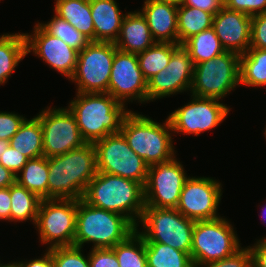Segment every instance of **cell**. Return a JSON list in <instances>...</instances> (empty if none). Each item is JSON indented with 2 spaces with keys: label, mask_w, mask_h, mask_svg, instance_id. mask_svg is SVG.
Masks as SVG:
<instances>
[{
  "label": "cell",
  "mask_w": 266,
  "mask_h": 267,
  "mask_svg": "<svg viewBox=\"0 0 266 267\" xmlns=\"http://www.w3.org/2000/svg\"><path fill=\"white\" fill-rule=\"evenodd\" d=\"M48 168V199H82L98 172L94 144L48 157Z\"/></svg>",
  "instance_id": "6da1fadb"
},
{
  "label": "cell",
  "mask_w": 266,
  "mask_h": 267,
  "mask_svg": "<svg viewBox=\"0 0 266 267\" xmlns=\"http://www.w3.org/2000/svg\"><path fill=\"white\" fill-rule=\"evenodd\" d=\"M109 93H76L68 104L86 143L120 133L124 118L131 112ZM128 109V110H127Z\"/></svg>",
  "instance_id": "7a4b0ae2"
},
{
  "label": "cell",
  "mask_w": 266,
  "mask_h": 267,
  "mask_svg": "<svg viewBox=\"0 0 266 267\" xmlns=\"http://www.w3.org/2000/svg\"><path fill=\"white\" fill-rule=\"evenodd\" d=\"M83 199L94 207L123 215L135 227L145 207L141 183L104 172H97L89 182Z\"/></svg>",
  "instance_id": "3957f363"
},
{
  "label": "cell",
  "mask_w": 266,
  "mask_h": 267,
  "mask_svg": "<svg viewBox=\"0 0 266 267\" xmlns=\"http://www.w3.org/2000/svg\"><path fill=\"white\" fill-rule=\"evenodd\" d=\"M136 227L123 215L77 200L74 246L93 243V249L113 248L124 241Z\"/></svg>",
  "instance_id": "277c9868"
},
{
  "label": "cell",
  "mask_w": 266,
  "mask_h": 267,
  "mask_svg": "<svg viewBox=\"0 0 266 267\" xmlns=\"http://www.w3.org/2000/svg\"><path fill=\"white\" fill-rule=\"evenodd\" d=\"M120 133L130 148L149 166L168 161L175 156L171 123L166 118L164 123L136 112L124 118Z\"/></svg>",
  "instance_id": "5b68a950"
},
{
  "label": "cell",
  "mask_w": 266,
  "mask_h": 267,
  "mask_svg": "<svg viewBox=\"0 0 266 267\" xmlns=\"http://www.w3.org/2000/svg\"><path fill=\"white\" fill-rule=\"evenodd\" d=\"M140 223L142 231L138 229ZM194 224L175 208L145 206L136 230L144 242L163 243L190 254Z\"/></svg>",
  "instance_id": "8992f818"
},
{
  "label": "cell",
  "mask_w": 266,
  "mask_h": 267,
  "mask_svg": "<svg viewBox=\"0 0 266 267\" xmlns=\"http://www.w3.org/2000/svg\"><path fill=\"white\" fill-rule=\"evenodd\" d=\"M223 217L195 221L190 251L194 265L222 260L242 248L233 225Z\"/></svg>",
  "instance_id": "52a82bcc"
},
{
  "label": "cell",
  "mask_w": 266,
  "mask_h": 267,
  "mask_svg": "<svg viewBox=\"0 0 266 267\" xmlns=\"http://www.w3.org/2000/svg\"><path fill=\"white\" fill-rule=\"evenodd\" d=\"M240 55L225 51L214 58L198 63L190 93L198 97L223 100L240 86Z\"/></svg>",
  "instance_id": "ba28073f"
},
{
  "label": "cell",
  "mask_w": 266,
  "mask_h": 267,
  "mask_svg": "<svg viewBox=\"0 0 266 267\" xmlns=\"http://www.w3.org/2000/svg\"><path fill=\"white\" fill-rule=\"evenodd\" d=\"M116 46L112 42L90 41L78 52L76 68L70 78L77 93H108Z\"/></svg>",
  "instance_id": "9c48e42d"
},
{
  "label": "cell",
  "mask_w": 266,
  "mask_h": 267,
  "mask_svg": "<svg viewBox=\"0 0 266 267\" xmlns=\"http://www.w3.org/2000/svg\"><path fill=\"white\" fill-rule=\"evenodd\" d=\"M77 200L42 199L34 225L39 233V241L49 245L72 246L76 234Z\"/></svg>",
  "instance_id": "30bf717a"
},
{
  "label": "cell",
  "mask_w": 266,
  "mask_h": 267,
  "mask_svg": "<svg viewBox=\"0 0 266 267\" xmlns=\"http://www.w3.org/2000/svg\"><path fill=\"white\" fill-rule=\"evenodd\" d=\"M97 171L146 183L149 165L128 145L121 133L111 134L94 143Z\"/></svg>",
  "instance_id": "8fae6325"
},
{
  "label": "cell",
  "mask_w": 266,
  "mask_h": 267,
  "mask_svg": "<svg viewBox=\"0 0 266 267\" xmlns=\"http://www.w3.org/2000/svg\"><path fill=\"white\" fill-rule=\"evenodd\" d=\"M188 177L176 155L168 161L149 166L144 185L145 206L176 209Z\"/></svg>",
  "instance_id": "7c38bea8"
},
{
  "label": "cell",
  "mask_w": 266,
  "mask_h": 267,
  "mask_svg": "<svg viewBox=\"0 0 266 267\" xmlns=\"http://www.w3.org/2000/svg\"><path fill=\"white\" fill-rule=\"evenodd\" d=\"M190 102L171 112L168 119L174 133L198 136L220 125L230 112V106L219 99L191 94Z\"/></svg>",
  "instance_id": "4fadbf2b"
},
{
  "label": "cell",
  "mask_w": 266,
  "mask_h": 267,
  "mask_svg": "<svg viewBox=\"0 0 266 267\" xmlns=\"http://www.w3.org/2000/svg\"><path fill=\"white\" fill-rule=\"evenodd\" d=\"M36 116L42 126L43 156L48 158L65 154L86 144L75 117L67 106L66 108L48 106Z\"/></svg>",
  "instance_id": "5bb4252c"
},
{
  "label": "cell",
  "mask_w": 266,
  "mask_h": 267,
  "mask_svg": "<svg viewBox=\"0 0 266 267\" xmlns=\"http://www.w3.org/2000/svg\"><path fill=\"white\" fill-rule=\"evenodd\" d=\"M222 184L212 177H188L184 182L176 209L194 221L220 217L218 211Z\"/></svg>",
  "instance_id": "9a60e30c"
},
{
  "label": "cell",
  "mask_w": 266,
  "mask_h": 267,
  "mask_svg": "<svg viewBox=\"0 0 266 267\" xmlns=\"http://www.w3.org/2000/svg\"><path fill=\"white\" fill-rule=\"evenodd\" d=\"M108 93L125 105L133 100L141 104L147 103V80L140 69L136 53L124 52L116 48Z\"/></svg>",
  "instance_id": "2e32d148"
},
{
  "label": "cell",
  "mask_w": 266,
  "mask_h": 267,
  "mask_svg": "<svg viewBox=\"0 0 266 267\" xmlns=\"http://www.w3.org/2000/svg\"><path fill=\"white\" fill-rule=\"evenodd\" d=\"M194 67L187 50L179 45L173 51L165 69L147 80V102L190 91Z\"/></svg>",
  "instance_id": "e0dca14e"
},
{
  "label": "cell",
  "mask_w": 266,
  "mask_h": 267,
  "mask_svg": "<svg viewBox=\"0 0 266 267\" xmlns=\"http://www.w3.org/2000/svg\"><path fill=\"white\" fill-rule=\"evenodd\" d=\"M33 29L31 34L24 33L27 53L33 52L51 69L56 70L70 80L76 68L78 51L62 39L48 33L39 22L35 24Z\"/></svg>",
  "instance_id": "ac0fdd59"
},
{
  "label": "cell",
  "mask_w": 266,
  "mask_h": 267,
  "mask_svg": "<svg viewBox=\"0 0 266 267\" xmlns=\"http://www.w3.org/2000/svg\"><path fill=\"white\" fill-rule=\"evenodd\" d=\"M212 27L225 51L242 55L250 48L251 16L223 6Z\"/></svg>",
  "instance_id": "d6986e66"
},
{
  "label": "cell",
  "mask_w": 266,
  "mask_h": 267,
  "mask_svg": "<svg viewBox=\"0 0 266 267\" xmlns=\"http://www.w3.org/2000/svg\"><path fill=\"white\" fill-rule=\"evenodd\" d=\"M178 4L171 1L145 0L140 9L156 42L178 44Z\"/></svg>",
  "instance_id": "ffe728a7"
},
{
  "label": "cell",
  "mask_w": 266,
  "mask_h": 267,
  "mask_svg": "<svg viewBox=\"0 0 266 267\" xmlns=\"http://www.w3.org/2000/svg\"><path fill=\"white\" fill-rule=\"evenodd\" d=\"M116 0H90L91 16L94 24V42H112L117 40L122 14Z\"/></svg>",
  "instance_id": "44dd1931"
},
{
  "label": "cell",
  "mask_w": 266,
  "mask_h": 267,
  "mask_svg": "<svg viewBox=\"0 0 266 267\" xmlns=\"http://www.w3.org/2000/svg\"><path fill=\"white\" fill-rule=\"evenodd\" d=\"M156 41L153 39L146 19L140 11L126 12L115 46L117 49L140 53L151 47Z\"/></svg>",
  "instance_id": "7402d4cb"
},
{
  "label": "cell",
  "mask_w": 266,
  "mask_h": 267,
  "mask_svg": "<svg viewBox=\"0 0 266 267\" xmlns=\"http://www.w3.org/2000/svg\"><path fill=\"white\" fill-rule=\"evenodd\" d=\"M54 12L94 42L90 0H55Z\"/></svg>",
  "instance_id": "603a6c76"
},
{
  "label": "cell",
  "mask_w": 266,
  "mask_h": 267,
  "mask_svg": "<svg viewBox=\"0 0 266 267\" xmlns=\"http://www.w3.org/2000/svg\"><path fill=\"white\" fill-rule=\"evenodd\" d=\"M27 54L24 33L0 35V86L7 83L8 78Z\"/></svg>",
  "instance_id": "cb8c5ba5"
},
{
  "label": "cell",
  "mask_w": 266,
  "mask_h": 267,
  "mask_svg": "<svg viewBox=\"0 0 266 267\" xmlns=\"http://www.w3.org/2000/svg\"><path fill=\"white\" fill-rule=\"evenodd\" d=\"M10 147L28 159L43 156V134L40 120L37 116L25 119L17 133L9 140Z\"/></svg>",
  "instance_id": "d4e9b609"
},
{
  "label": "cell",
  "mask_w": 266,
  "mask_h": 267,
  "mask_svg": "<svg viewBox=\"0 0 266 267\" xmlns=\"http://www.w3.org/2000/svg\"><path fill=\"white\" fill-rule=\"evenodd\" d=\"M213 14L196 7L178 4V44L182 45L188 38L209 29L213 24Z\"/></svg>",
  "instance_id": "484cf974"
},
{
  "label": "cell",
  "mask_w": 266,
  "mask_h": 267,
  "mask_svg": "<svg viewBox=\"0 0 266 267\" xmlns=\"http://www.w3.org/2000/svg\"><path fill=\"white\" fill-rule=\"evenodd\" d=\"M48 158L29 159L16 176V182L41 199H48Z\"/></svg>",
  "instance_id": "4316f807"
},
{
  "label": "cell",
  "mask_w": 266,
  "mask_h": 267,
  "mask_svg": "<svg viewBox=\"0 0 266 267\" xmlns=\"http://www.w3.org/2000/svg\"><path fill=\"white\" fill-rule=\"evenodd\" d=\"M11 212L10 222L30 220L36 224L42 199L35 193L20 186L17 182L10 186Z\"/></svg>",
  "instance_id": "83f0119b"
},
{
  "label": "cell",
  "mask_w": 266,
  "mask_h": 267,
  "mask_svg": "<svg viewBox=\"0 0 266 267\" xmlns=\"http://www.w3.org/2000/svg\"><path fill=\"white\" fill-rule=\"evenodd\" d=\"M240 85L266 86V49L249 48L240 55Z\"/></svg>",
  "instance_id": "f1b7e54d"
},
{
  "label": "cell",
  "mask_w": 266,
  "mask_h": 267,
  "mask_svg": "<svg viewBox=\"0 0 266 267\" xmlns=\"http://www.w3.org/2000/svg\"><path fill=\"white\" fill-rule=\"evenodd\" d=\"M145 254L147 267H194L190 254L163 243L145 242Z\"/></svg>",
  "instance_id": "f546056e"
},
{
  "label": "cell",
  "mask_w": 266,
  "mask_h": 267,
  "mask_svg": "<svg viewBox=\"0 0 266 267\" xmlns=\"http://www.w3.org/2000/svg\"><path fill=\"white\" fill-rule=\"evenodd\" d=\"M182 46L189 53L194 65L210 60L225 52L213 27L188 38Z\"/></svg>",
  "instance_id": "4dcf8cb0"
},
{
  "label": "cell",
  "mask_w": 266,
  "mask_h": 267,
  "mask_svg": "<svg viewBox=\"0 0 266 267\" xmlns=\"http://www.w3.org/2000/svg\"><path fill=\"white\" fill-rule=\"evenodd\" d=\"M179 44L155 42L145 51L137 53L140 69L146 80L158 74L168 65L173 51Z\"/></svg>",
  "instance_id": "1f68e13d"
},
{
  "label": "cell",
  "mask_w": 266,
  "mask_h": 267,
  "mask_svg": "<svg viewBox=\"0 0 266 267\" xmlns=\"http://www.w3.org/2000/svg\"><path fill=\"white\" fill-rule=\"evenodd\" d=\"M112 249L117 256L119 267H147L145 242L137 230Z\"/></svg>",
  "instance_id": "d6a6232c"
},
{
  "label": "cell",
  "mask_w": 266,
  "mask_h": 267,
  "mask_svg": "<svg viewBox=\"0 0 266 267\" xmlns=\"http://www.w3.org/2000/svg\"><path fill=\"white\" fill-rule=\"evenodd\" d=\"M39 24L50 34L62 39L70 47L80 52L90 40L80 33L75 27L64 19L53 15L52 19L47 23Z\"/></svg>",
  "instance_id": "836d02e7"
},
{
  "label": "cell",
  "mask_w": 266,
  "mask_h": 267,
  "mask_svg": "<svg viewBox=\"0 0 266 267\" xmlns=\"http://www.w3.org/2000/svg\"><path fill=\"white\" fill-rule=\"evenodd\" d=\"M53 256L55 267H90L89 254H82V247L58 246L49 249Z\"/></svg>",
  "instance_id": "e575fe53"
},
{
  "label": "cell",
  "mask_w": 266,
  "mask_h": 267,
  "mask_svg": "<svg viewBox=\"0 0 266 267\" xmlns=\"http://www.w3.org/2000/svg\"><path fill=\"white\" fill-rule=\"evenodd\" d=\"M194 267H252L251 252L248 246L242 247L227 258L207 264L194 265Z\"/></svg>",
  "instance_id": "d590c367"
},
{
  "label": "cell",
  "mask_w": 266,
  "mask_h": 267,
  "mask_svg": "<svg viewBox=\"0 0 266 267\" xmlns=\"http://www.w3.org/2000/svg\"><path fill=\"white\" fill-rule=\"evenodd\" d=\"M23 115L14 112L0 111V139L10 140L25 121Z\"/></svg>",
  "instance_id": "8d00e7d4"
},
{
  "label": "cell",
  "mask_w": 266,
  "mask_h": 267,
  "mask_svg": "<svg viewBox=\"0 0 266 267\" xmlns=\"http://www.w3.org/2000/svg\"><path fill=\"white\" fill-rule=\"evenodd\" d=\"M250 48L266 49V12L251 16Z\"/></svg>",
  "instance_id": "74e56055"
},
{
  "label": "cell",
  "mask_w": 266,
  "mask_h": 267,
  "mask_svg": "<svg viewBox=\"0 0 266 267\" xmlns=\"http://www.w3.org/2000/svg\"><path fill=\"white\" fill-rule=\"evenodd\" d=\"M224 6L249 16L266 12V0H224Z\"/></svg>",
  "instance_id": "f35d334b"
},
{
  "label": "cell",
  "mask_w": 266,
  "mask_h": 267,
  "mask_svg": "<svg viewBox=\"0 0 266 267\" xmlns=\"http://www.w3.org/2000/svg\"><path fill=\"white\" fill-rule=\"evenodd\" d=\"M89 265L90 267H119V262L112 248H91Z\"/></svg>",
  "instance_id": "ab89813d"
},
{
  "label": "cell",
  "mask_w": 266,
  "mask_h": 267,
  "mask_svg": "<svg viewBox=\"0 0 266 267\" xmlns=\"http://www.w3.org/2000/svg\"><path fill=\"white\" fill-rule=\"evenodd\" d=\"M29 159L12 147H8L0 158V164L9 169L15 176L22 170Z\"/></svg>",
  "instance_id": "60d3db41"
},
{
  "label": "cell",
  "mask_w": 266,
  "mask_h": 267,
  "mask_svg": "<svg viewBox=\"0 0 266 267\" xmlns=\"http://www.w3.org/2000/svg\"><path fill=\"white\" fill-rule=\"evenodd\" d=\"M180 4L196 7L215 15L224 6V0H182Z\"/></svg>",
  "instance_id": "b9f144b4"
},
{
  "label": "cell",
  "mask_w": 266,
  "mask_h": 267,
  "mask_svg": "<svg viewBox=\"0 0 266 267\" xmlns=\"http://www.w3.org/2000/svg\"><path fill=\"white\" fill-rule=\"evenodd\" d=\"M248 248L251 252L252 267H266V239H259Z\"/></svg>",
  "instance_id": "7bdbcfd3"
},
{
  "label": "cell",
  "mask_w": 266,
  "mask_h": 267,
  "mask_svg": "<svg viewBox=\"0 0 266 267\" xmlns=\"http://www.w3.org/2000/svg\"><path fill=\"white\" fill-rule=\"evenodd\" d=\"M40 258L31 259L29 261H14L17 267H55L52 253L49 249Z\"/></svg>",
  "instance_id": "ee69618b"
},
{
  "label": "cell",
  "mask_w": 266,
  "mask_h": 267,
  "mask_svg": "<svg viewBox=\"0 0 266 267\" xmlns=\"http://www.w3.org/2000/svg\"><path fill=\"white\" fill-rule=\"evenodd\" d=\"M11 197L10 187L0 188V220L10 222Z\"/></svg>",
  "instance_id": "f6af8a7d"
},
{
  "label": "cell",
  "mask_w": 266,
  "mask_h": 267,
  "mask_svg": "<svg viewBox=\"0 0 266 267\" xmlns=\"http://www.w3.org/2000/svg\"><path fill=\"white\" fill-rule=\"evenodd\" d=\"M16 182V176L0 164V188L10 187Z\"/></svg>",
  "instance_id": "bcb514c9"
},
{
  "label": "cell",
  "mask_w": 266,
  "mask_h": 267,
  "mask_svg": "<svg viewBox=\"0 0 266 267\" xmlns=\"http://www.w3.org/2000/svg\"><path fill=\"white\" fill-rule=\"evenodd\" d=\"M10 147V141L5 139H0V158L2 157L4 151Z\"/></svg>",
  "instance_id": "7dc6e473"
},
{
  "label": "cell",
  "mask_w": 266,
  "mask_h": 267,
  "mask_svg": "<svg viewBox=\"0 0 266 267\" xmlns=\"http://www.w3.org/2000/svg\"><path fill=\"white\" fill-rule=\"evenodd\" d=\"M0 267H17V265L14 262H12V261L9 262V263H7V264H3L0 261Z\"/></svg>",
  "instance_id": "c3c4849f"
},
{
  "label": "cell",
  "mask_w": 266,
  "mask_h": 267,
  "mask_svg": "<svg viewBox=\"0 0 266 267\" xmlns=\"http://www.w3.org/2000/svg\"><path fill=\"white\" fill-rule=\"evenodd\" d=\"M265 205H266V204H265ZM265 205H264V208H263V210H262V211H264V212H262V215H261V217L263 216V217H262V219H263L262 221H264V220L266 221V217H265V216H266V206H265ZM263 213H264V214H263ZM264 218H265V219H264ZM265 223H266V222H265Z\"/></svg>",
  "instance_id": "681fc988"
},
{
  "label": "cell",
  "mask_w": 266,
  "mask_h": 267,
  "mask_svg": "<svg viewBox=\"0 0 266 267\" xmlns=\"http://www.w3.org/2000/svg\"><path fill=\"white\" fill-rule=\"evenodd\" d=\"M157 1H171V2H175L177 4L181 3L182 0H157Z\"/></svg>",
  "instance_id": "f907efd6"
},
{
  "label": "cell",
  "mask_w": 266,
  "mask_h": 267,
  "mask_svg": "<svg viewBox=\"0 0 266 267\" xmlns=\"http://www.w3.org/2000/svg\"><path fill=\"white\" fill-rule=\"evenodd\" d=\"M265 132H264V136H265V139H266V127H265V130H264Z\"/></svg>",
  "instance_id": "816d5d0a"
}]
</instances>
